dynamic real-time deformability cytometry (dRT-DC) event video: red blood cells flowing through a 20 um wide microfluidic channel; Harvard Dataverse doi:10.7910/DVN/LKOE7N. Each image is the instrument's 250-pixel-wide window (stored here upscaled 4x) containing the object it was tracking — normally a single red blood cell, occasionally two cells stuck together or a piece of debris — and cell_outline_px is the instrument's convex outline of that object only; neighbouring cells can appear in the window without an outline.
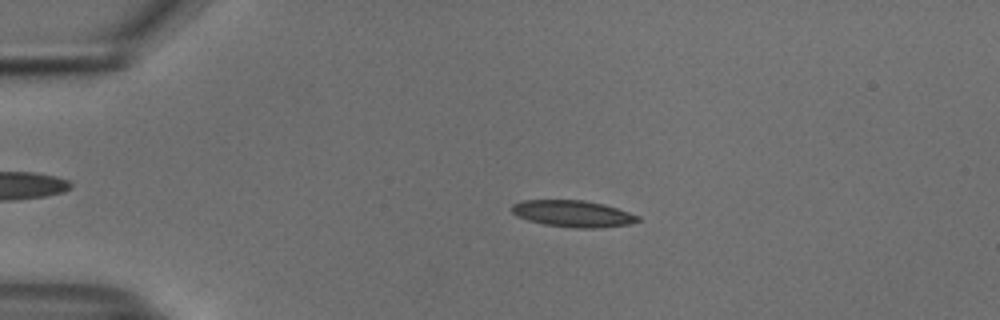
{"species": "common noctule bat (a hibernating species)", "species_latin": "Nyctalus noctula", "temperature_condition": "cold", "stored_images_in_passage": 54, "camera_frame_rate_fps": 3000, "um_per_image_px": 0.085, "animal": {"sex": "male", "body_mass_g": 18.8}, "frame": {"image": 1, "passage_image": 12, "time_ms": 3.667, "image_size_px": [1000, 320], "cell_outline_px": [[640, 220], [628, 224], [600, 228], [572, 228], [544, 224], [528, 220], [516, 216], [512, 212], [512, 204], [524, 200], [584, 200], [604, 204], [640, 216]], "centroid_in_image_um": [48.69, 18.16], "position_along_channel_um": 36.3, "area_um2": 19.54}}
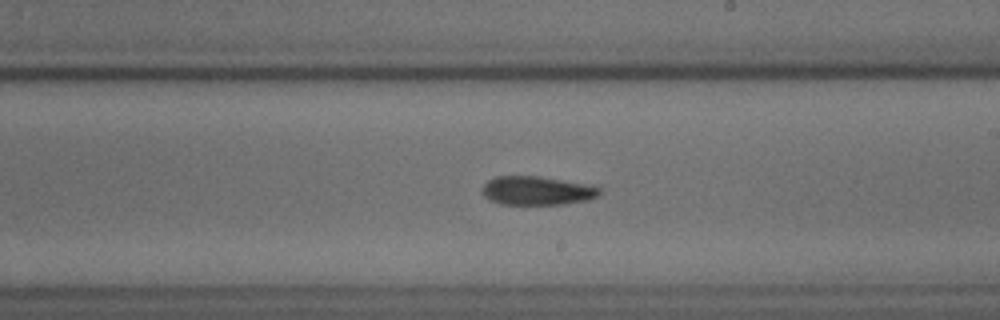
{"frame": {"image": 2, "passage_image": 32, "time_ms": 10.333, "image_size_px": [1000, 320], "cell_outline_px": [[600, 196], [588, 200], [564, 204], [500, 204], [484, 196], [484, 184], [488, 180], [496, 176], [540, 176], [592, 184], [600, 188]], "centroid_in_image_um": [45.72, 16.19], "position_along_channel_um": 243.3, "area_um2": 19.77}}
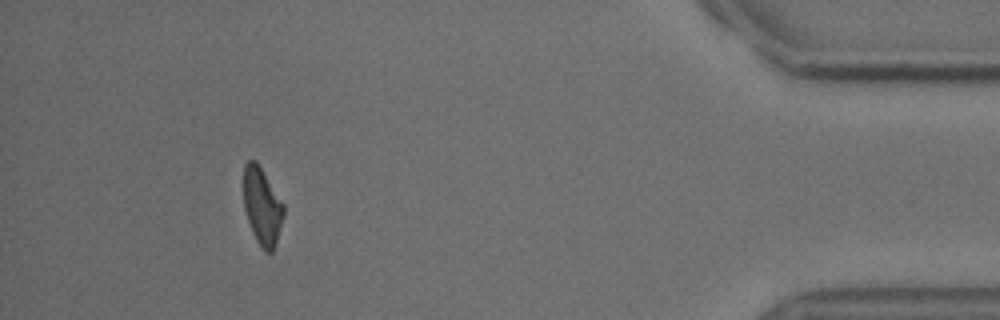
{"frame": {"image": 3, "passage_image": 50, "time_ms": 16.333, "image_size_px": [1000, 320], "cell_outline_px": [[284, 216], [276, 244], [272, 252], [264, 252], [256, 240], [252, 232], [244, 208], [244, 164], [248, 160], [256, 160], [284, 204]], "centroid_in_image_um": [22.29, 17.55], "position_along_channel_um": 412.9, "area_um2": 18.03}, "authors_computed_cell_mechanics": {"area_um2": 19.3919, "velocity_mm_per_s": 3.7403, "shape_relaxation_time_tau1_ms": 5.4563, "shape_relaxation_time_tau2_ms": 5.3631, "deformation_change_tau1": 0.135, "deformation_change_tau2": 0.1194}}